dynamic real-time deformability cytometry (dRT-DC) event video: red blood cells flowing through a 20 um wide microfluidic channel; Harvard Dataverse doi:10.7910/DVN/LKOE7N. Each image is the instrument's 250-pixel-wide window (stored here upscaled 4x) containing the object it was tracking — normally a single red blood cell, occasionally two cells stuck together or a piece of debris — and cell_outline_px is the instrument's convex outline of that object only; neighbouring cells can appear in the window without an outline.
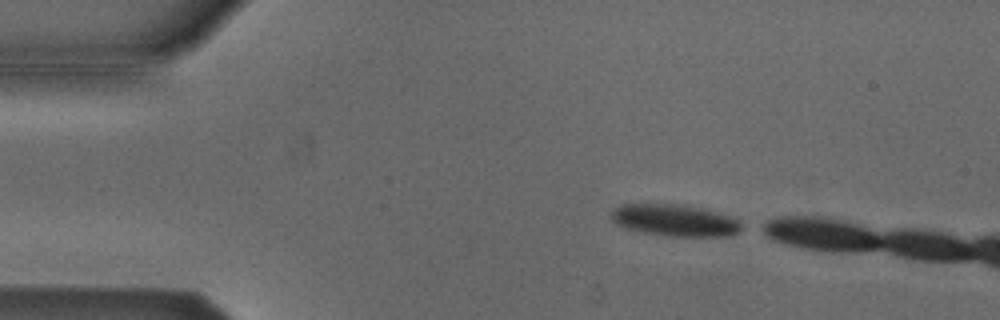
{"species": "Egyptian fruit bat (a non-hibernating species)", "species_latin": "Rousettus aegyptiacus", "temperature_condition": "cold", "stored_images_in_passage": 5, "camera_frame_rate_fps": 3000, "um_per_image_px": 0.085, "animal": {"sex": "male"}, "frame": {"image": 1, "passage_image": 1, "time_ms": 0.0, "image_size_px": [1000, 320], "cell_outline_px": [[740, 232], [732, 236], [668, 236], [644, 232], [628, 228], [616, 224], [608, 216], [620, 204], [680, 204], [700, 208], [736, 216], [740, 220]], "centroid_in_image_um": [57.41, 18.72], "position_along_channel_um": 27.6, "area_um2": 24.28}}